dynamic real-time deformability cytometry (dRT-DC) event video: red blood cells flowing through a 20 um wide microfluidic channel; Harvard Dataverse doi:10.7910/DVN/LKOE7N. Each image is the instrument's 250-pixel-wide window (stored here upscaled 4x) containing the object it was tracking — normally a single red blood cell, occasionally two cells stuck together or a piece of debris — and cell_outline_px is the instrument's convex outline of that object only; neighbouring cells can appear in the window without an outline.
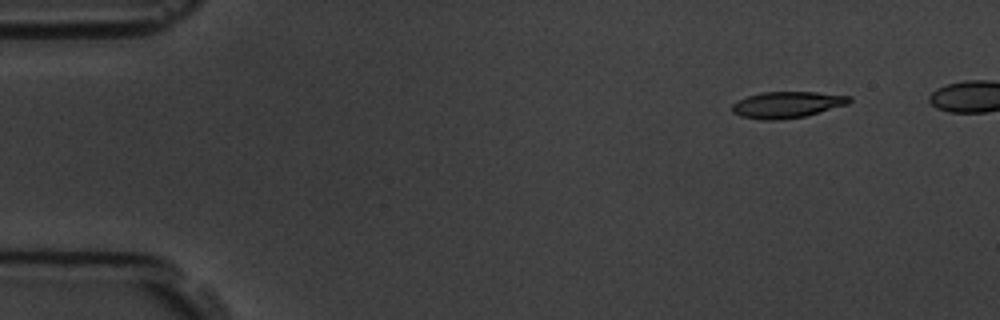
{"species": "common noctule bat (a hibernating species)", "species_latin": "Nyctalus noctula", "temperature_condition": "room temperature", "stored_images_in_passage": 5, "camera_frame_rate_fps": 3000, "um_per_image_px": 0.085, "animal": {"sex": "male", "body_mass_g": 19.5, "forearm_length_mm": 54.6}, "frame": {"image": 1, "passage_image": 1, "time_ms": 0.0, "image_size_px": [1000, 320], "cell_outline_px": [[852, 100], [848, 104], [804, 116], [780, 120], [764, 120], [740, 116], [732, 112], [732, 104], [748, 96], [764, 92], [816, 92], [852, 96]], "centroid_in_image_um": [66.91, 8.9], "position_along_channel_um": 18.1, "area_um2": 17.86}}